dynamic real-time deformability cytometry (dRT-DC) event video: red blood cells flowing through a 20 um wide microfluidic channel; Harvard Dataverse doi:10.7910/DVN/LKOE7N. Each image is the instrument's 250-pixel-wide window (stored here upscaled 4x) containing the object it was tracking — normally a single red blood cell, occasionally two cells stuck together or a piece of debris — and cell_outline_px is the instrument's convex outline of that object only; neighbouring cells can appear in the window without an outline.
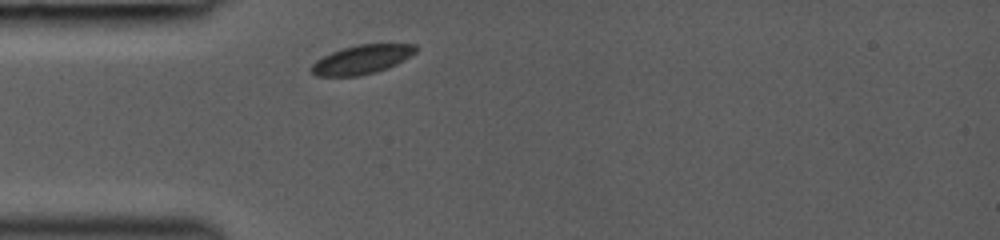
{"species": "common noctule bat (a hibernating species)", "species_latin": "Nyctalus noctula", "temperature_condition": "room temperature", "stored_images_in_passage": 12, "camera_frame_rate_fps": 3000, "um_per_image_px": 0.085, "animal": {"sex": "female", "body_mass_g": 19.0, "forearm_length_mm": 53.3}, "frame": {"image": 1, "passage_image": 1, "time_ms": 0.0, "image_size_px": [1000, 240], "cell_outline_px": [[420, 48], [416, 52], [404, 60], [388, 68], [376, 72], [360, 76], [316, 76], [312, 72], [312, 64], [316, 60], [332, 52], [344, 48], [360, 44], [416, 44]], "centroid_in_image_um": [30.8, 5.06], "position_along_channel_um": 54.2, "area_um2": 17.57}}
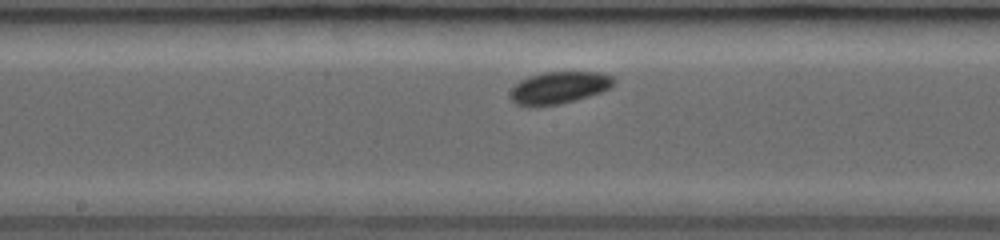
{"frame": {"image": 2, "passage_image": 7, "time_ms": 3.667, "image_size_px": [1000, 240], "cell_outline_px": [[616, 80], [612, 88], [588, 96], [560, 104], [536, 108], [516, 104], [508, 96], [508, 92], [520, 80], [528, 76], [544, 72], [600, 72], [612, 76]], "centroid_in_image_um": [47.48, 7.46], "position_along_channel_um": 200.7, "area_um2": 19.77}}
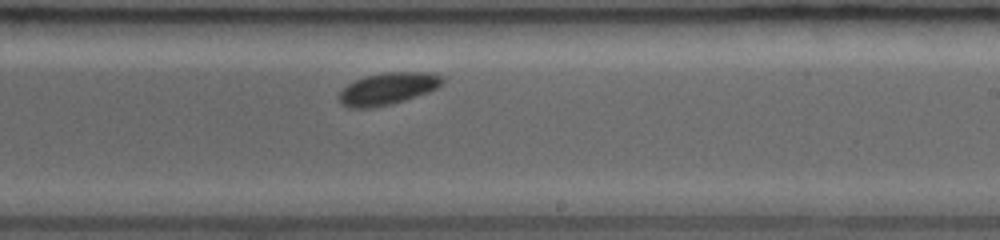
{"frame": {"image": 3, "passage_image": 10, "time_ms": 5.0, "image_size_px": [1000, 240], "cell_outline_px": [[444, 80], [436, 88], [428, 92], [392, 104], [372, 108], [348, 108], [340, 104], [340, 92], [348, 84], [364, 76], [384, 72], [432, 72], [440, 76]], "centroid_in_image_um": [32.94, 7.54], "position_along_channel_um": 256.1, "area_um2": 19.19}}